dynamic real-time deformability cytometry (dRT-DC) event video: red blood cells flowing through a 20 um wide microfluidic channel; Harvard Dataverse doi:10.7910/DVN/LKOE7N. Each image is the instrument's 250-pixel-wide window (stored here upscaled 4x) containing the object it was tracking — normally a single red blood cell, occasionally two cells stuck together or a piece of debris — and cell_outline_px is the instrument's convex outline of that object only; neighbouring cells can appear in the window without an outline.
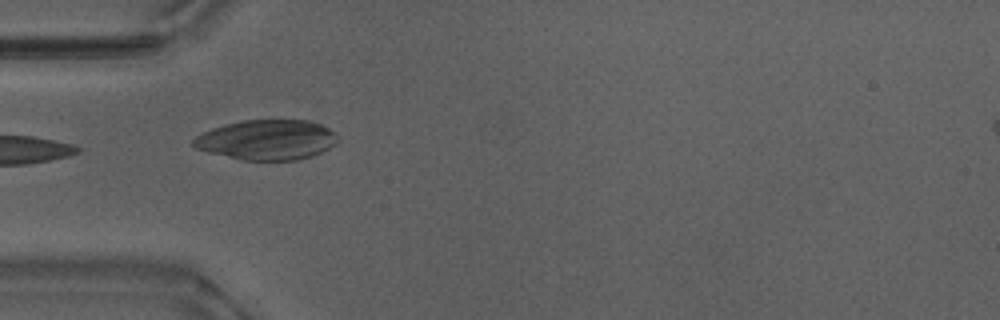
{"species": "Egyptian fruit bat (a non-hibernating species)", "species_latin": "Rousettus aegyptiacus", "temperature_condition": "warm", "stored_images_in_passage": 24, "camera_frame_rate_fps": 3000, "um_per_image_px": 0.085, "animal": {"sex": "male"}, "frame": {"image": 1, "passage_image": 1, "time_ms": 0.0, "image_size_px": [1000, 320], "cell_outline_px": [[340, 140], [336, 144], [312, 156], [296, 160], [244, 160], [208, 152], [196, 148], [192, 144], [192, 140], [196, 136], [212, 128], [240, 120], [308, 120], [320, 124], [336, 132], [340, 136]], "centroid_in_image_um": [22.73, 11.88], "position_along_channel_um": 62.3, "area_um2": 33.76}}